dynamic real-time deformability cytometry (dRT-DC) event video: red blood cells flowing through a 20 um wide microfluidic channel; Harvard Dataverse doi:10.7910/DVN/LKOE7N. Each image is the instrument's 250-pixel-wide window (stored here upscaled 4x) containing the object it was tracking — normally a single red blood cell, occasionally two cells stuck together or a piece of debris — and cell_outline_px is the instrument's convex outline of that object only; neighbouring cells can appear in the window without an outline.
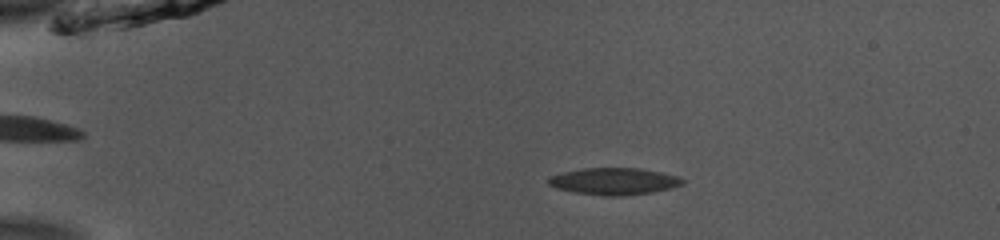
{"species": "common noctule bat (a hibernating species)", "species_latin": "Nyctalus noctula", "temperature_condition": "room temperature", "stored_images_in_passage": 53, "camera_frame_rate_fps": 3000, "um_per_image_px": 0.085, "animal": {"sex": "male", "body_mass_g": 13.0, "forearm_length_mm": 53.1}, "frame": {"image": 1, "passage_image": 12, "time_ms": 3.667, "image_size_px": [1000, 240], "cell_outline_px": [[684, 184], [672, 188], [652, 192], [620, 196], [604, 196], [576, 192], [556, 188], [548, 184], [548, 176], [564, 172], [584, 168], [640, 168], [660, 172], [676, 176], [684, 180]], "centroid_in_image_um": [52.19, 15.41], "position_along_channel_um": 32.8, "area_um2": 20.92}}
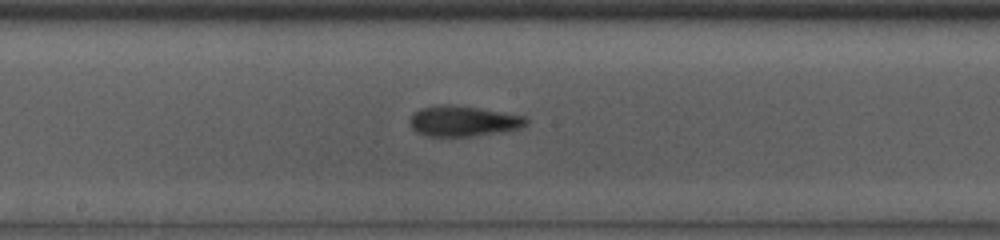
{"frame": {"image": 2, "passage_image": 30, "time_ms": 9.667, "image_size_px": [1000, 240], "cell_outline_px": [[528, 124], [520, 128], [468, 136], [428, 136], [416, 132], [412, 128], [412, 116], [420, 108], [440, 104], [448, 104], [480, 108], [524, 116], [528, 120]], "centroid_in_image_um": [39.37, 10.28], "position_along_channel_um": 208.8, "area_um2": 20.23}}
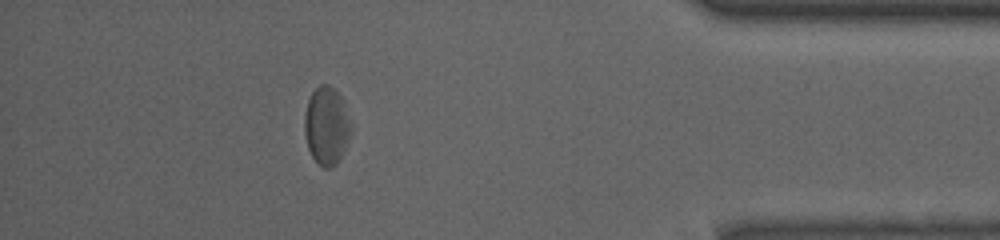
{"frame": {"image": 3, "passage_image": 48, "time_ms": 15.667, "image_size_px": [1000, 240], "cell_outline_px": [[352, 128], [344, 152], [336, 164], [332, 168], [324, 168], [312, 156], [308, 148], [304, 132], [304, 116], [308, 100], [312, 92], [320, 84], [328, 84], [340, 96], [352, 124]], "centroid_in_image_um": [27.76, 10.71], "position_along_channel_um": 407.4, "area_um2": 21.04}, "authors_computed_cell_mechanics": {"area_um2": 20.9236, "velocity_mm_per_s": 3.8774, "shape_relaxation_time_tau1_ms": 6.9233, "shape_relaxation_time_tau2_ms": 1.8201, "deformation_change_tau1": 0.1392, "deformation_change_tau2": 0.0716}}